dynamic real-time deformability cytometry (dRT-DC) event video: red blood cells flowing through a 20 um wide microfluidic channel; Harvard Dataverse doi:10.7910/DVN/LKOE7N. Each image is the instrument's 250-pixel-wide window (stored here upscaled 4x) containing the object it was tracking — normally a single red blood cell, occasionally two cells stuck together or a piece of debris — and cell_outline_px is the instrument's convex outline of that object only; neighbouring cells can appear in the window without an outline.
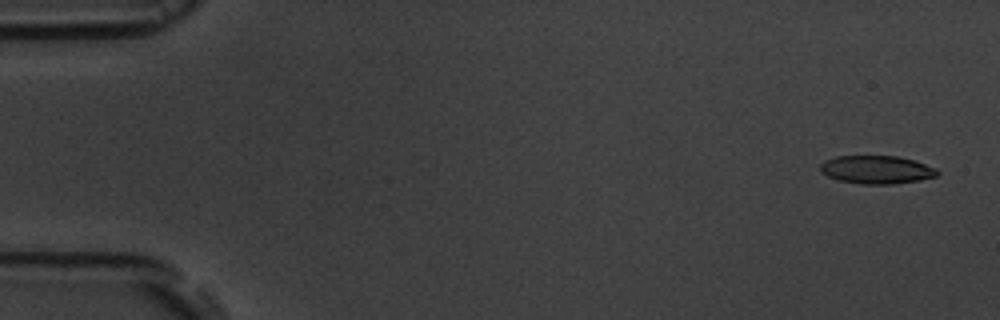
{"species": "common noctule bat (a hibernating species)", "species_latin": "Nyctalus noctula", "temperature_condition": "room temperature", "stored_images_in_passage": 13, "camera_frame_rate_fps": 3000, "um_per_image_px": 0.085, "animal": {"sex": "male", "body_mass_g": 19.5, "forearm_length_mm": 54.6}, "frame": {"image": 1, "passage_image": 1, "time_ms": 0.0, "image_size_px": [1000, 320], "cell_outline_px": [[940, 172], [936, 176], [920, 180], [892, 184], [860, 184], [840, 180], [828, 176], [820, 172], [820, 164], [824, 160], [836, 156], [896, 156], [916, 160], [936, 168]], "centroid_in_image_um": [74.52, 14.41], "position_along_channel_um": 10.5, "area_um2": 19.31}}
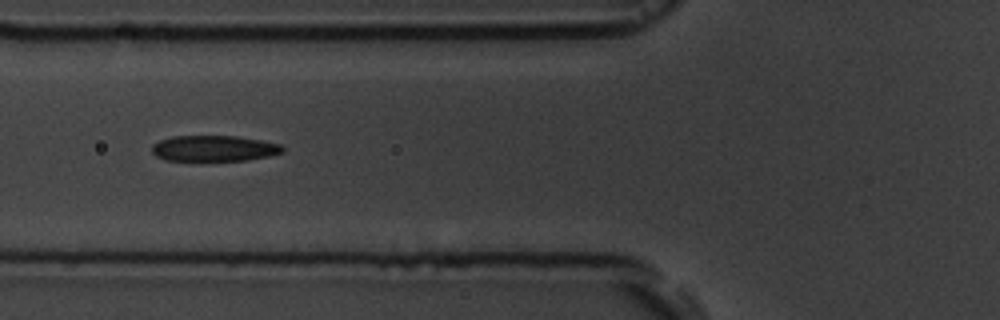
{"frame": {"image": 2, "passage_image": 6, "time_ms": 6.333, "image_size_px": [1000, 320], "cell_outline_px": [[284, 152], [268, 156], [248, 160], [164, 160], [156, 156], [152, 152], [152, 144], [160, 140], [172, 136], [236, 136], [260, 140], [280, 144], [284, 148]], "centroid_in_image_um": [18.18, 12.61], "position_along_channel_um": 107.6, "area_um2": 19.59}}
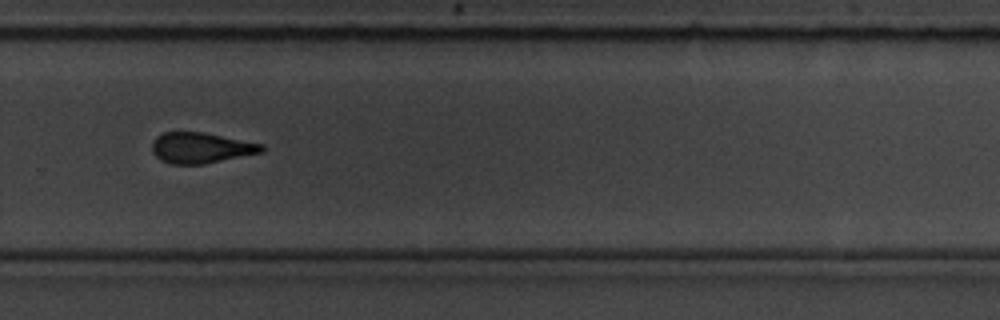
{"frame": {"image": 3, "passage_image": 11, "time_ms": 12.0, "image_size_px": [1000, 320], "cell_outline_px": [[268, 148], [264, 152], [204, 164], [172, 164], [160, 160], [152, 152], [152, 140], [156, 136], [164, 132], [204, 132], [264, 144]], "centroid_in_image_um": [17.11, 12.56], "position_along_channel_um": 312.7, "area_um2": 19.88}, "authors_computed_cell_mechanics": {"area_um2": 19.8832, "velocity_mm_per_s": 3.6278, "shape_relaxation_time_tau1_ms": 2.0947, "shape_relaxation_time_tau2_ms": 1.7934, "deformation_change_tau1": 0.1142, "deformation_change_tau2": 0.1034}}